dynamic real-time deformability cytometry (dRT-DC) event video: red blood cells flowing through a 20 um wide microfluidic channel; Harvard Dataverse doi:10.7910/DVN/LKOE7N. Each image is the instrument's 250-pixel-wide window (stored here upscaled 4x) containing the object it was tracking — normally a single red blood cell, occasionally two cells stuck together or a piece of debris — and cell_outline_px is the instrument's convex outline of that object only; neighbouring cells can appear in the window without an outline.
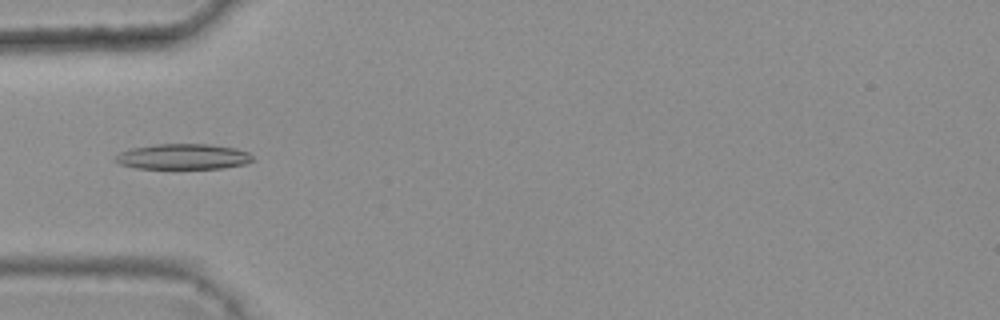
{"species": "common noctule bat (a hibernating species)", "species_latin": "Nyctalus noctula", "temperature_condition": "warm", "stored_images_in_passage": 4, "camera_frame_rate_fps": 3000, "um_per_image_px": 0.085, "animal": {"sex": "female", "body_mass_g": 25.1}, "frame": {"image": 1, "passage_image": 4, "time_ms": 1.0, "image_size_px": [1000, 320], "cell_outline_px": [[256, 160], [248, 164], [224, 168], [136, 168], [120, 164], [112, 156], [120, 152], [132, 148], [156, 144], [208, 144], [236, 148], [248, 152]], "centroid_in_image_um": [15.61, 13.31], "position_along_channel_um": 69.4, "area_um2": 20.52}}